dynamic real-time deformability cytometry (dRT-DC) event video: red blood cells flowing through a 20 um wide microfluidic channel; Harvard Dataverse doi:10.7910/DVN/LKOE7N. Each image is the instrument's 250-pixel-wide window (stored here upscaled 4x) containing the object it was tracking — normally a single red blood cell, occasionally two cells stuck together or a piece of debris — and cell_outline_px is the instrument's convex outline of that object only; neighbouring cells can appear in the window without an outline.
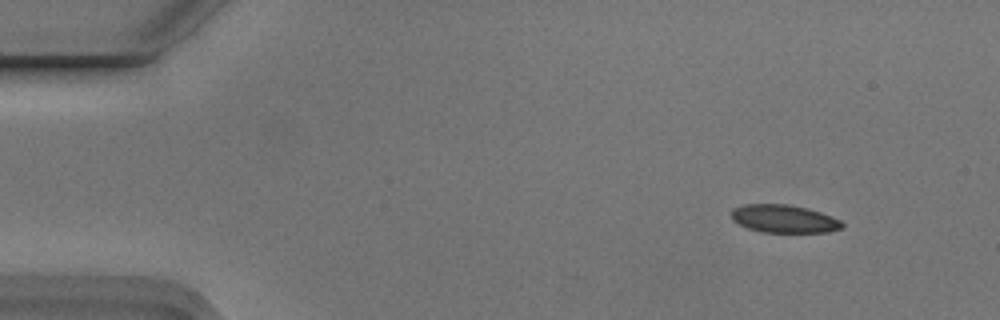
{"species": "Egyptian fruit bat (a non-hibernating species)", "species_latin": "Rousettus aegyptiacus", "temperature_condition": "cold", "stored_images_in_passage": 6, "camera_frame_rate_fps": 3000, "um_per_image_px": 0.085, "animal": {"sex": "male"}, "frame": {"image": 1, "passage_image": 2, "time_ms": 0.333, "image_size_px": [1000, 320], "cell_outline_px": [[844, 228], [828, 232], [760, 232], [748, 228], [732, 220], [732, 208], [744, 204], [788, 204], [820, 212], [840, 220], [844, 224]], "centroid_in_image_um": [66.63, 18.6], "position_along_channel_um": 18.4, "area_um2": 17.98}}
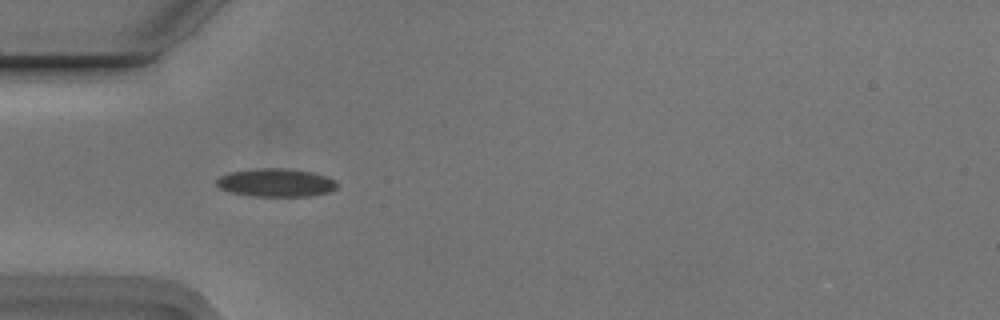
{"frame": {"image": 2, "passage_image": 5, "time_ms": 1.333, "image_size_px": [1000, 320], "cell_outline_px": [[336, 188], [328, 192], [312, 196], [248, 196], [232, 192], [220, 188], [216, 184], [216, 180], [220, 176], [228, 172], [256, 168], [284, 168], [312, 172], [336, 180]], "centroid_in_image_um": [23.43, 15.52], "position_along_channel_um": 61.6, "area_um2": 19.83}}